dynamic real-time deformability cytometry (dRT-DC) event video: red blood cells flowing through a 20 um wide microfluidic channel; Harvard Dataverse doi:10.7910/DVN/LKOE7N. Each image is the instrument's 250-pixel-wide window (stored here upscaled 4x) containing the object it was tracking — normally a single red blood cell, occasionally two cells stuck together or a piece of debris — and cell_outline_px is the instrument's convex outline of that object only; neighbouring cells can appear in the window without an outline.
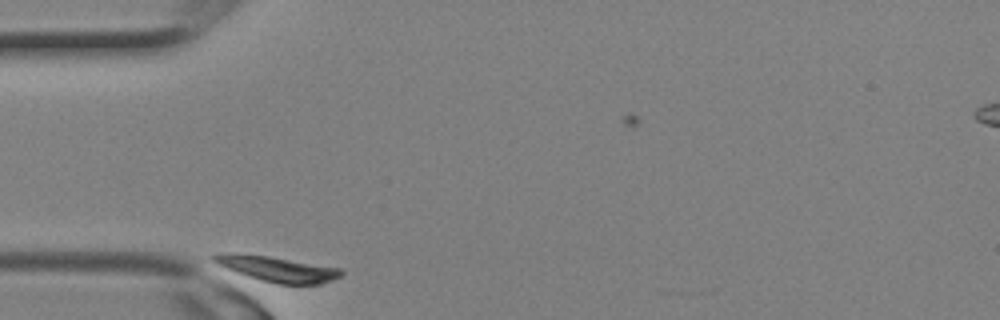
{"species": "Egyptian fruit bat (a non-hibernating species)", "species_latin": "Rousettus aegyptiacus", "temperature_condition": "room temperature", "stored_images_in_passage": 3, "camera_frame_rate_fps": 3000, "um_per_image_px": 0.085, "animal": {"sex": "female"}, "frame": {"image": 1, "passage_image": 1, "time_ms": 0.0, "image_size_px": [1000, 320], "cell_outline_px": [[344, 276], [320, 284], [280, 284], [260, 280], [248, 276], [228, 268], [212, 260], [208, 256], [216, 252], [236, 252], [268, 256], [340, 268], [344, 272]], "centroid_in_image_um": [23.55, 22.84], "position_along_channel_um": 61.5, "area_um2": 18.84}}
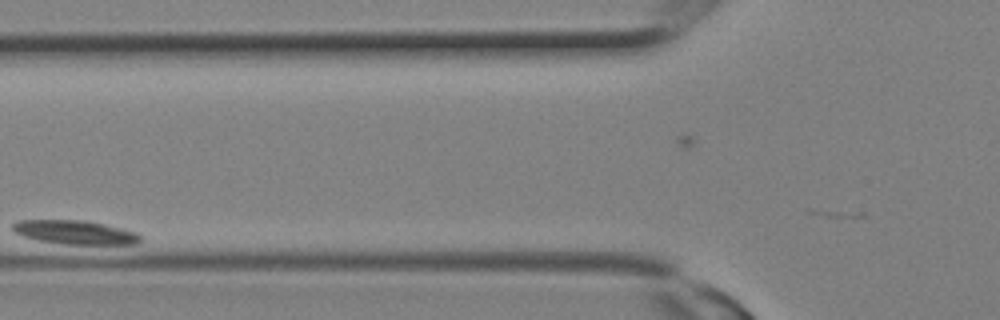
{"frame": {"image": 2, "passage_image": 2, "time_ms": 0.333, "image_size_px": [1000, 320], "cell_outline_px": [[140, 244], [64, 244], [36, 240], [12, 232], [12, 224], [16, 220], [84, 220], [104, 224], [136, 232], [140, 236]], "centroid_in_image_um": [6.33, 19.74], "position_along_channel_um": 119.5, "area_um2": 17.8}}